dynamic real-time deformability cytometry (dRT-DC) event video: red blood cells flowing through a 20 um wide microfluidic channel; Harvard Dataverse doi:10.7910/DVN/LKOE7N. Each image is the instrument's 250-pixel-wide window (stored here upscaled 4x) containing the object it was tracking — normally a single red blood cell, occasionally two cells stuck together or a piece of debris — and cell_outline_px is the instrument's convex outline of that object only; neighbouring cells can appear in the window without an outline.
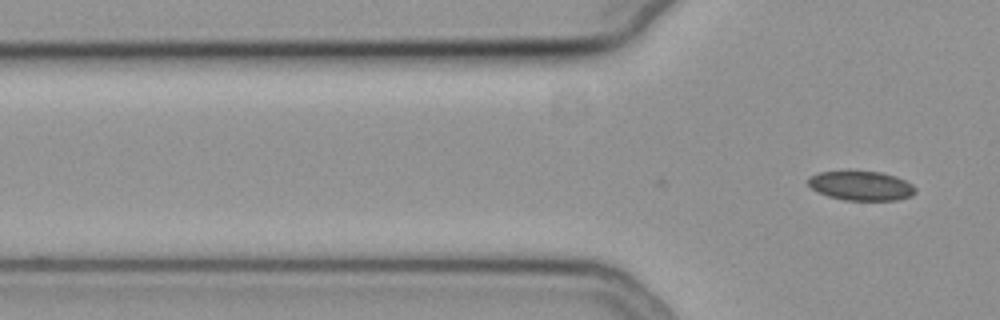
{"species": "common noctule bat (a hibernating species)", "species_latin": "Nyctalus noctula", "temperature_condition": "cold", "stored_images_in_passage": 3, "camera_frame_rate_fps": 3000, "um_per_image_px": 0.085, "animal": {"sex": "female", "body_mass_g": 19.3, "forearm_length_mm": 54.1}, "frame": {"image": 1, "passage_image": 3, "time_ms": 0.667, "image_size_px": [1000, 320], "cell_outline_px": [[916, 192], [912, 196], [896, 200], [844, 200], [828, 196], [812, 188], [808, 184], [808, 180], [812, 176], [820, 172], [848, 168], [880, 172], [896, 176], [912, 184], [916, 188]], "centroid_in_image_um": [73.2, 15.74], "position_along_channel_um": 52.6, "area_um2": 18.9}}